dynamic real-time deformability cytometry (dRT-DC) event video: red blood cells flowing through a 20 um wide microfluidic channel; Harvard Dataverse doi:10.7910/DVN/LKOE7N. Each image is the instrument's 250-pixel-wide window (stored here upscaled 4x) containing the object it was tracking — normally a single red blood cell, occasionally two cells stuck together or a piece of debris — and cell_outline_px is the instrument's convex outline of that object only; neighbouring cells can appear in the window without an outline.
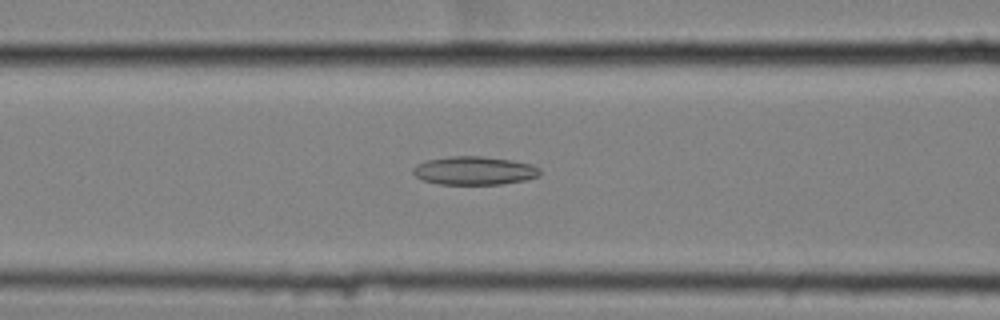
{"species": "common noctule bat (a hibernating species)", "species_latin": "Nyctalus noctula", "temperature_condition": "cold", "stored_images_in_passage": 53, "camera_frame_rate_fps": 3000, "um_per_image_px": 0.085, "animal": {"sex": "female", "body_mass_g": 25.1}, "frame": {"image": 1, "passage_image": 20, "time_ms": 6.333, "image_size_px": [1000, 320], "cell_outline_px": [[540, 176], [528, 180], [500, 184], [440, 184], [424, 180], [416, 176], [412, 172], [412, 168], [416, 164], [428, 160], [448, 156], [480, 156], [512, 160], [532, 164], [540, 168]], "centroid_in_image_um": [40.35, 14.5], "position_along_channel_um": 126.3, "area_um2": 21.1}}
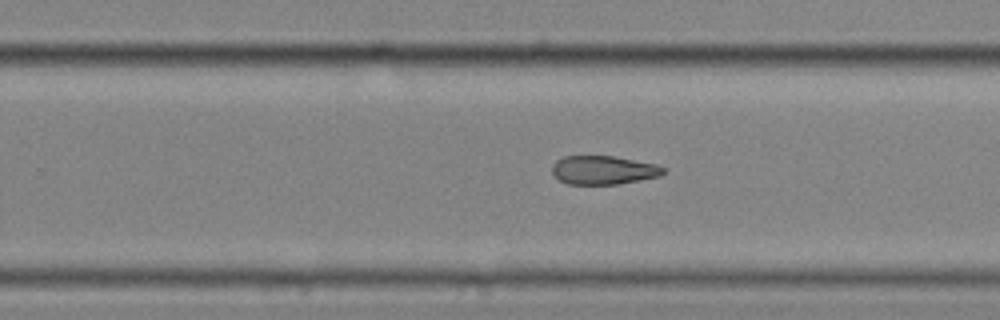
{"frame": {"image": 2, "passage_image": 33, "time_ms": 10.667, "image_size_px": [1000, 320], "cell_outline_px": [[664, 172], [660, 176], [620, 184], [568, 184], [560, 180], [552, 172], [552, 164], [556, 160], [564, 156], [612, 156], [656, 164], [664, 168]], "centroid_in_image_um": [51.27, 14.46], "position_along_channel_um": 278.5, "area_um2": 18.5}}
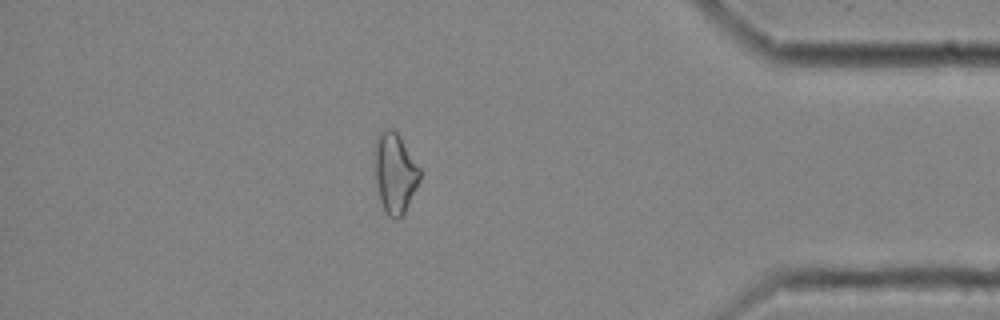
{"frame": {"image": 3, "passage_image": 46, "time_ms": 15.0, "image_size_px": [1000, 320], "cell_outline_px": [[420, 180], [404, 212], [396, 220], [392, 220], [384, 212], [380, 200], [376, 180], [372, 152], [372, 148], [376, 136], [384, 128], [392, 128], [400, 136], [420, 168]], "centroid_in_image_um": [33.52, 14.66], "position_along_channel_um": 401.7, "area_um2": 21.5}, "authors_computed_cell_mechanics": {"area_um2": 21.3282, "velocity_mm_per_s": 3.5178, "shape_relaxation_time_tau1_ms": null, "shape_relaxation_time_tau2_ms": 10.5631, "deformation_change_tau1": null, "deformation_change_tau2": 0.2087}}